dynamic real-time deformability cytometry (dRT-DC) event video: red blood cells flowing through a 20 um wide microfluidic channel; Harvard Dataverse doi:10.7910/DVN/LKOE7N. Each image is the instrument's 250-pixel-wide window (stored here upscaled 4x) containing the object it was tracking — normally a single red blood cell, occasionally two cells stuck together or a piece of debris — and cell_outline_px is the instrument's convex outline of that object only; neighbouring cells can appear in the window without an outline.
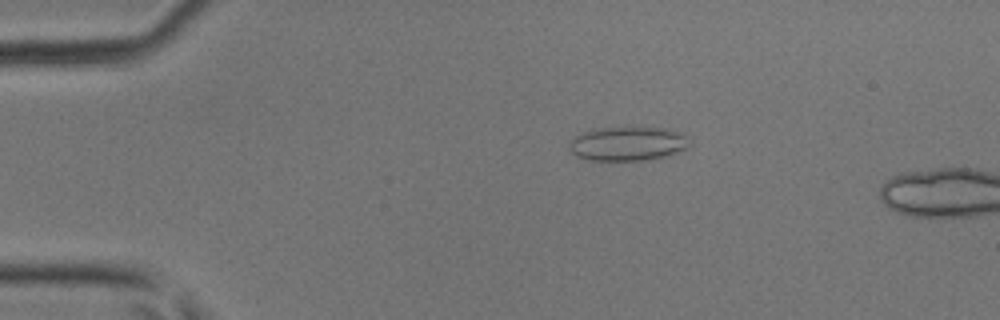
{"species": "common noctule bat (a hibernating species)", "species_latin": "Nyctalus noctula", "temperature_condition": "room temperature", "stored_images_in_passage": 6, "camera_frame_rate_fps": 3000, "um_per_image_px": 0.085, "animal": {"sex": "male", "body_mass_g": 17.9, "forearm_length_mm": 54.2}, "frame": {"image": 1, "passage_image": 2, "time_ms": 0.333, "image_size_px": [1000, 320], "cell_outline_px": [[692, 144], [688, 148], [664, 156], [648, 160], [588, 160], [576, 156], [568, 148], [568, 144], [580, 132], [592, 128], [628, 124], [644, 124], [668, 128], [684, 132]], "centroid_in_image_um": [53.4, 12.13], "position_along_channel_um": 31.6, "area_um2": 25.49}}